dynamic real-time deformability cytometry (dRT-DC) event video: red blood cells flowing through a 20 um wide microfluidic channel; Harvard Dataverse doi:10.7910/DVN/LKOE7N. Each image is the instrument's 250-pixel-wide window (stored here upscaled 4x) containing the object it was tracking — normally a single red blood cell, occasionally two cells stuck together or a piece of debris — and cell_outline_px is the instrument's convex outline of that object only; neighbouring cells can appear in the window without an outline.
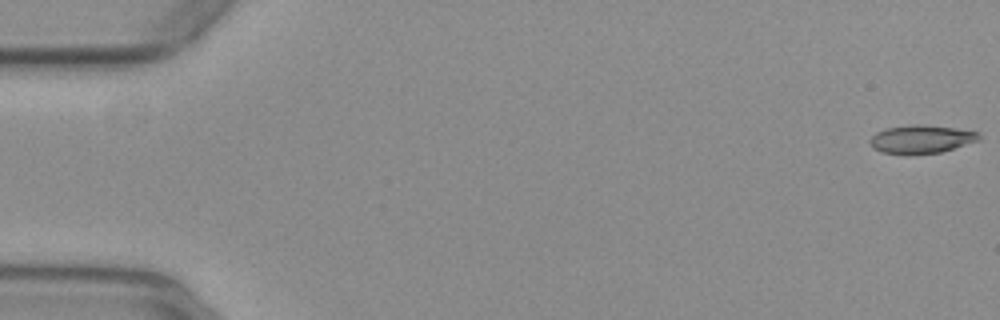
{"species": "common noctule bat (a hibernating species)", "species_latin": "Nyctalus noctula", "temperature_condition": "warm", "stored_images_in_passage": 48, "camera_frame_rate_fps": 3000, "um_per_image_px": 0.085, "animal": {"sex": "female", "body_mass_g": 29.2, "forearm_length_mm": 56.3}, "frame": {"image": 1, "passage_image": 1, "time_ms": 0.0, "image_size_px": [1000, 320], "cell_outline_px": [[980, 140], [940, 152], [908, 156], [880, 152], [872, 148], [868, 140], [876, 132], [888, 128], [916, 124], [952, 128], [980, 132]], "centroid_in_image_um": [78.26, 11.86], "position_along_channel_um": 6.7, "area_um2": 18.09}}
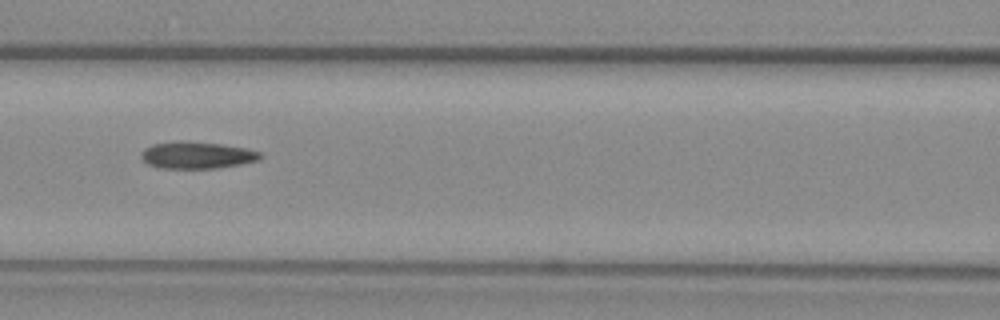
{"frame": {"image": 2, "passage_image": 24, "time_ms": 7.667, "image_size_px": [1000, 320], "cell_outline_px": [[264, 156], [260, 160], [240, 164], [216, 168], [160, 168], [148, 164], [140, 156], [140, 152], [144, 148], [152, 144], [180, 140], [220, 144], [244, 148], [260, 152]], "centroid_in_image_um": [16.72, 13.18], "position_along_channel_um": 149.9, "area_um2": 18.73}}
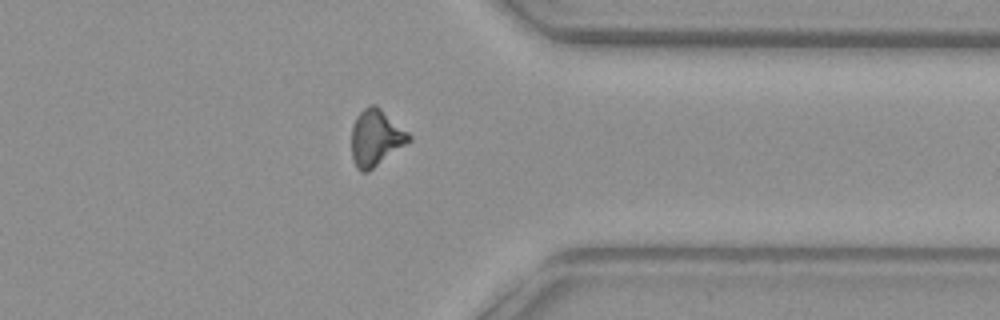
{"frame": {"image": 3, "passage_image": 42, "time_ms": 13.667, "image_size_px": [1000, 320], "cell_outline_px": [[412, 140], [368, 172], [360, 172], [356, 168], [352, 156], [352, 128], [356, 116], [368, 104], [376, 104], [408, 132], [412, 136]], "centroid_in_image_um": [31.95, 11.71], "position_along_channel_um": 379.5, "area_um2": 18.9}, "authors_computed_cell_mechanics": {"area_um2": 18.4093, "velocity_mm_per_s": 3.9615, "shape_relaxation_time_tau1_ms": null, "shape_relaxation_time_tau2_ms": 3.5391, "deformation_change_tau1": null, "deformation_change_tau2": 0.1231}}